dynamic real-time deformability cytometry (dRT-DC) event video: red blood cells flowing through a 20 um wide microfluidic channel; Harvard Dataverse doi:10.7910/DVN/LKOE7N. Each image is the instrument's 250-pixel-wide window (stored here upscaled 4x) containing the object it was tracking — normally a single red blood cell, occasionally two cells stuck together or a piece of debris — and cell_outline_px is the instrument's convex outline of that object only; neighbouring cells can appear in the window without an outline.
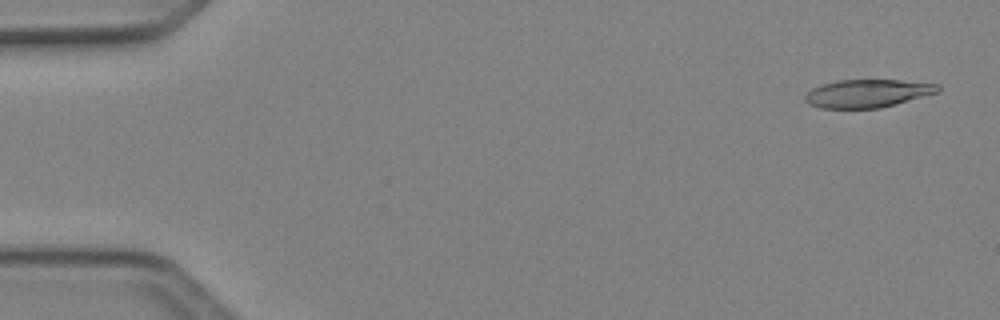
{"species": "Egyptian fruit bat (a non-hibernating species)", "species_latin": "Rousettus aegyptiacus", "temperature_condition": "cold", "stored_images_in_passage": 3, "camera_frame_rate_fps": 3000, "um_per_image_px": 0.085, "animal": {"sex": "female"}, "frame": {"image": 1, "passage_image": 1, "time_ms": 0.0, "image_size_px": [1000, 320], "cell_outline_px": [[940, 92], [880, 108], [820, 108], [808, 104], [804, 100], [804, 96], [812, 88], [820, 84], [836, 80], [900, 80], [940, 84]], "centroid_in_image_um": [73.73, 7.93], "position_along_channel_um": 11.3, "area_um2": 21.85}}